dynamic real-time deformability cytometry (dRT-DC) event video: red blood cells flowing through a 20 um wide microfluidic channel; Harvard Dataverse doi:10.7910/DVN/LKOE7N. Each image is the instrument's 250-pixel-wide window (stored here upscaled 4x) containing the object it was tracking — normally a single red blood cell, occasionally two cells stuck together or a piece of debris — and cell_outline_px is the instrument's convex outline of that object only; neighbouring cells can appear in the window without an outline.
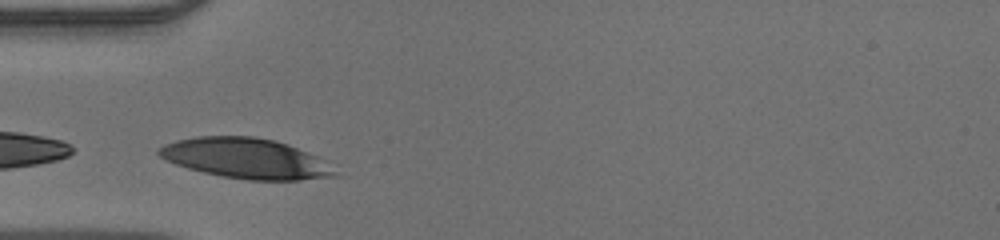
{"species": "human", "species_latin": "Homo sapiens", "temperature_condition": "warm", "stored_images_in_passage": 10, "camera_frame_rate_fps": 3000, "um_per_image_px": 0.085, "donor": {"sex": "male"}, "frame": {"image": 1, "passage_image": 4, "time_ms": 1.0, "image_size_px": [1000, 240], "cell_outline_px": [[336, 176], [300, 180], [248, 180], [224, 176], [204, 172], [188, 168], [176, 164], [160, 156], [156, 152], [156, 148], [164, 144], [176, 140], [196, 136], [256, 136], [288, 144], [316, 156], [336, 172]], "centroid_in_image_um": [20.84, 13.45], "position_along_channel_um": 64.2, "area_um2": 40.86}}
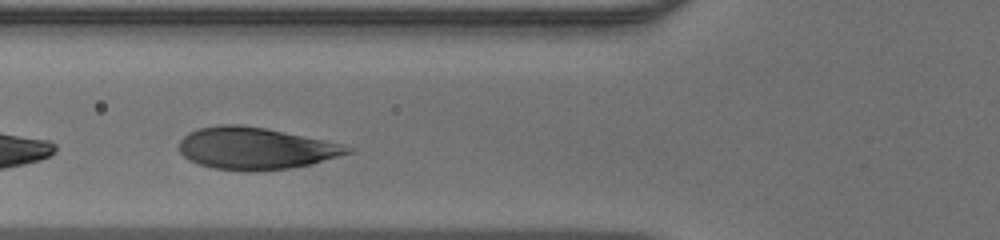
{"frame": {"image": 2, "passage_image": 7, "time_ms": 2.0, "image_size_px": [1000, 240], "cell_outline_px": [[356, 148], [352, 152], [312, 164], [288, 168], [212, 168], [188, 160], [180, 152], [180, 140], [188, 132], [196, 128], [216, 124], [240, 124], [264, 128], [324, 140]], "centroid_in_image_um": [21.69, 12.56], "position_along_channel_um": 104.1, "area_um2": 40.17}}